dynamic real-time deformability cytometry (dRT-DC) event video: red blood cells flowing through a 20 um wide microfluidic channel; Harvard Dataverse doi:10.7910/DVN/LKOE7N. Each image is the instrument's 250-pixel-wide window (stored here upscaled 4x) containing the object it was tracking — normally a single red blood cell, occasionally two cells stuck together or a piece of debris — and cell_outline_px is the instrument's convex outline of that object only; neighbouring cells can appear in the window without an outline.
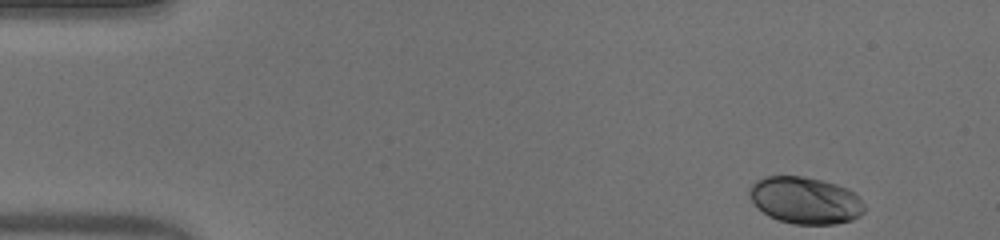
{"species": "human", "species_latin": "Homo sapiens", "temperature_condition": "warm", "stored_images_in_passage": 49, "camera_frame_rate_fps": 3000, "um_per_image_px": 0.085, "donor": {"sex": "male"}, "frame": {"image": 1, "passage_image": 1, "time_ms": 0.0, "image_size_px": [1000, 240], "cell_outline_px": [[864, 212], [860, 216], [852, 220], [836, 224], [792, 224], [768, 216], [748, 196], [748, 192], [752, 184], [756, 180], [764, 176], [804, 176], [824, 180], [848, 188], [864, 204]], "centroid_in_image_um": [68.44, 17.02], "position_along_channel_um": 16.6, "area_um2": 31.44}}
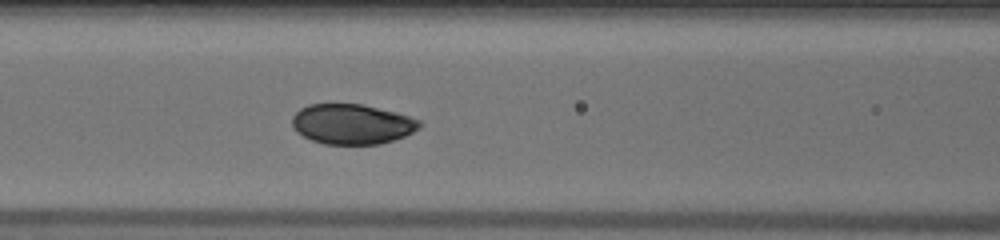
{"frame": {"image": 2, "passage_image": 19, "time_ms": 6.0, "image_size_px": [1000, 240], "cell_outline_px": [[420, 128], [404, 136], [380, 144], [324, 144], [312, 140], [296, 132], [292, 124], [292, 116], [300, 108], [308, 104], [360, 104], [396, 112], [420, 120]], "centroid_in_image_um": [29.89, 10.55], "position_along_channel_um": 136.7, "area_um2": 29.65}}
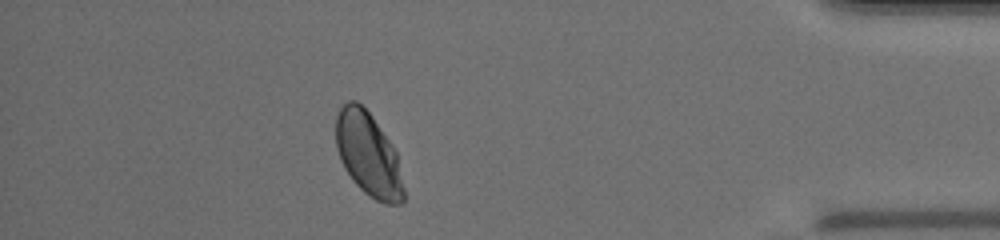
{"frame": {"image": 3, "passage_image": 43, "time_ms": 14.0, "image_size_px": [1000, 240], "cell_outline_px": [[404, 200], [400, 204], [384, 204], [376, 200], [364, 192], [352, 180], [344, 168], [340, 160], [336, 148], [336, 116], [340, 108], [348, 100], [356, 100], [372, 116], [396, 152], [404, 188]], "centroid_in_image_um": [31.29, 13.14], "position_along_channel_um": 403.9, "area_um2": 32.89}, "authors_computed_cell_mechanics": {"area_um2": 31.0386, "velocity_mm_per_s": 3.8897, "shape_relaxation_time_tau1_ms": 3.6284, "shape_relaxation_time_tau2_ms": null, "deformation_change_tau1": 0.1314, "deformation_change_tau2": null}}